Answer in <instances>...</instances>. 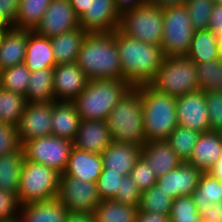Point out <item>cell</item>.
Instances as JSON below:
<instances>
[{"label":"cell","instance_id":"1f68e13d","mask_svg":"<svg viewBox=\"0 0 222 222\" xmlns=\"http://www.w3.org/2000/svg\"><path fill=\"white\" fill-rule=\"evenodd\" d=\"M52 0H20L12 27L34 31Z\"/></svg>","mask_w":222,"mask_h":222},{"label":"cell","instance_id":"d6a6232c","mask_svg":"<svg viewBox=\"0 0 222 222\" xmlns=\"http://www.w3.org/2000/svg\"><path fill=\"white\" fill-rule=\"evenodd\" d=\"M198 211L212 206L213 203L222 204V182L209 173H202L196 190L191 195Z\"/></svg>","mask_w":222,"mask_h":222},{"label":"cell","instance_id":"f1b7e54d","mask_svg":"<svg viewBox=\"0 0 222 222\" xmlns=\"http://www.w3.org/2000/svg\"><path fill=\"white\" fill-rule=\"evenodd\" d=\"M53 68L31 72L26 92L27 103H48L54 101Z\"/></svg>","mask_w":222,"mask_h":222},{"label":"cell","instance_id":"11a10c76","mask_svg":"<svg viewBox=\"0 0 222 222\" xmlns=\"http://www.w3.org/2000/svg\"><path fill=\"white\" fill-rule=\"evenodd\" d=\"M149 2L163 9L172 6L185 5L187 0H149Z\"/></svg>","mask_w":222,"mask_h":222},{"label":"cell","instance_id":"7402d4cb","mask_svg":"<svg viewBox=\"0 0 222 222\" xmlns=\"http://www.w3.org/2000/svg\"><path fill=\"white\" fill-rule=\"evenodd\" d=\"M81 118L72 101H53L51 132L52 135L72 142L75 141Z\"/></svg>","mask_w":222,"mask_h":222},{"label":"cell","instance_id":"4fadbf2b","mask_svg":"<svg viewBox=\"0 0 222 222\" xmlns=\"http://www.w3.org/2000/svg\"><path fill=\"white\" fill-rule=\"evenodd\" d=\"M79 26V17L69 0H52L34 31L38 35L51 38Z\"/></svg>","mask_w":222,"mask_h":222},{"label":"cell","instance_id":"4dcf8cb0","mask_svg":"<svg viewBox=\"0 0 222 222\" xmlns=\"http://www.w3.org/2000/svg\"><path fill=\"white\" fill-rule=\"evenodd\" d=\"M139 206H132L113 200H101L96 206V222H137Z\"/></svg>","mask_w":222,"mask_h":222},{"label":"cell","instance_id":"f5cc1de1","mask_svg":"<svg viewBox=\"0 0 222 222\" xmlns=\"http://www.w3.org/2000/svg\"><path fill=\"white\" fill-rule=\"evenodd\" d=\"M66 222H96L94 213L91 212H69Z\"/></svg>","mask_w":222,"mask_h":222},{"label":"cell","instance_id":"f35d334b","mask_svg":"<svg viewBox=\"0 0 222 222\" xmlns=\"http://www.w3.org/2000/svg\"><path fill=\"white\" fill-rule=\"evenodd\" d=\"M170 222H202L191 196H179L172 201Z\"/></svg>","mask_w":222,"mask_h":222},{"label":"cell","instance_id":"74e56055","mask_svg":"<svg viewBox=\"0 0 222 222\" xmlns=\"http://www.w3.org/2000/svg\"><path fill=\"white\" fill-rule=\"evenodd\" d=\"M173 199L156 186L141 193L139 210L159 215H169Z\"/></svg>","mask_w":222,"mask_h":222},{"label":"cell","instance_id":"816d5d0a","mask_svg":"<svg viewBox=\"0 0 222 222\" xmlns=\"http://www.w3.org/2000/svg\"><path fill=\"white\" fill-rule=\"evenodd\" d=\"M137 222H170L169 215H159L152 212H142L139 210Z\"/></svg>","mask_w":222,"mask_h":222},{"label":"cell","instance_id":"5bb4252c","mask_svg":"<svg viewBox=\"0 0 222 222\" xmlns=\"http://www.w3.org/2000/svg\"><path fill=\"white\" fill-rule=\"evenodd\" d=\"M120 18L115 0H90L79 24L88 33H112L119 28Z\"/></svg>","mask_w":222,"mask_h":222},{"label":"cell","instance_id":"ba28073f","mask_svg":"<svg viewBox=\"0 0 222 222\" xmlns=\"http://www.w3.org/2000/svg\"><path fill=\"white\" fill-rule=\"evenodd\" d=\"M125 35L147 44L161 45L163 9L148 2L121 14L118 28Z\"/></svg>","mask_w":222,"mask_h":222},{"label":"cell","instance_id":"6f0895ef","mask_svg":"<svg viewBox=\"0 0 222 222\" xmlns=\"http://www.w3.org/2000/svg\"><path fill=\"white\" fill-rule=\"evenodd\" d=\"M217 45L219 58L222 60V34L217 36Z\"/></svg>","mask_w":222,"mask_h":222},{"label":"cell","instance_id":"681fc988","mask_svg":"<svg viewBox=\"0 0 222 222\" xmlns=\"http://www.w3.org/2000/svg\"><path fill=\"white\" fill-rule=\"evenodd\" d=\"M208 29L216 36L222 34V4H216L213 6Z\"/></svg>","mask_w":222,"mask_h":222},{"label":"cell","instance_id":"91938a15","mask_svg":"<svg viewBox=\"0 0 222 222\" xmlns=\"http://www.w3.org/2000/svg\"><path fill=\"white\" fill-rule=\"evenodd\" d=\"M5 31H6V28H0V43H1V40L3 38V35H4Z\"/></svg>","mask_w":222,"mask_h":222},{"label":"cell","instance_id":"e7e4bbea","mask_svg":"<svg viewBox=\"0 0 222 222\" xmlns=\"http://www.w3.org/2000/svg\"><path fill=\"white\" fill-rule=\"evenodd\" d=\"M222 213V212H221ZM218 222H222V217L219 218Z\"/></svg>","mask_w":222,"mask_h":222},{"label":"cell","instance_id":"8992f818","mask_svg":"<svg viewBox=\"0 0 222 222\" xmlns=\"http://www.w3.org/2000/svg\"><path fill=\"white\" fill-rule=\"evenodd\" d=\"M61 174L41 163L24 159L17 198L20 205L54 199Z\"/></svg>","mask_w":222,"mask_h":222},{"label":"cell","instance_id":"b9f144b4","mask_svg":"<svg viewBox=\"0 0 222 222\" xmlns=\"http://www.w3.org/2000/svg\"><path fill=\"white\" fill-rule=\"evenodd\" d=\"M122 177L123 176L118 173L103 169L100 177L96 181L99 198L101 200H112L117 193Z\"/></svg>","mask_w":222,"mask_h":222},{"label":"cell","instance_id":"4316f807","mask_svg":"<svg viewBox=\"0 0 222 222\" xmlns=\"http://www.w3.org/2000/svg\"><path fill=\"white\" fill-rule=\"evenodd\" d=\"M86 32L81 26L50 38L55 59V66L71 64L77 60Z\"/></svg>","mask_w":222,"mask_h":222},{"label":"cell","instance_id":"f546056e","mask_svg":"<svg viewBox=\"0 0 222 222\" xmlns=\"http://www.w3.org/2000/svg\"><path fill=\"white\" fill-rule=\"evenodd\" d=\"M186 56L194 63L220 59L218 54L217 36L209 29L196 30Z\"/></svg>","mask_w":222,"mask_h":222},{"label":"cell","instance_id":"603a6c76","mask_svg":"<svg viewBox=\"0 0 222 222\" xmlns=\"http://www.w3.org/2000/svg\"><path fill=\"white\" fill-rule=\"evenodd\" d=\"M28 29L6 28L0 43V70L24 63Z\"/></svg>","mask_w":222,"mask_h":222},{"label":"cell","instance_id":"9a60e30c","mask_svg":"<svg viewBox=\"0 0 222 222\" xmlns=\"http://www.w3.org/2000/svg\"><path fill=\"white\" fill-rule=\"evenodd\" d=\"M51 118L52 102L27 103L17 126L20 144L34 138L52 135Z\"/></svg>","mask_w":222,"mask_h":222},{"label":"cell","instance_id":"d4e9b609","mask_svg":"<svg viewBox=\"0 0 222 222\" xmlns=\"http://www.w3.org/2000/svg\"><path fill=\"white\" fill-rule=\"evenodd\" d=\"M69 210L56 197L43 202L20 205L21 222H66Z\"/></svg>","mask_w":222,"mask_h":222},{"label":"cell","instance_id":"8fae6325","mask_svg":"<svg viewBox=\"0 0 222 222\" xmlns=\"http://www.w3.org/2000/svg\"><path fill=\"white\" fill-rule=\"evenodd\" d=\"M57 198L69 212L94 213L101 202L95 182H87L67 175L60 176Z\"/></svg>","mask_w":222,"mask_h":222},{"label":"cell","instance_id":"c3c4849f","mask_svg":"<svg viewBox=\"0 0 222 222\" xmlns=\"http://www.w3.org/2000/svg\"><path fill=\"white\" fill-rule=\"evenodd\" d=\"M222 204L213 203L212 206L201 208L199 210L200 219L202 222H218L219 218L222 217Z\"/></svg>","mask_w":222,"mask_h":222},{"label":"cell","instance_id":"94428289","mask_svg":"<svg viewBox=\"0 0 222 222\" xmlns=\"http://www.w3.org/2000/svg\"><path fill=\"white\" fill-rule=\"evenodd\" d=\"M211 2L216 5V4H222V0H211Z\"/></svg>","mask_w":222,"mask_h":222},{"label":"cell","instance_id":"7a4b0ae2","mask_svg":"<svg viewBox=\"0 0 222 222\" xmlns=\"http://www.w3.org/2000/svg\"><path fill=\"white\" fill-rule=\"evenodd\" d=\"M76 63L89 80L123 79L115 31L88 33L84 38Z\"/></svg>","mask_w":222,"mask_h":222},{"label":"cell","instance_id":"d590c367","mask_svg":"<svg viewBox=\"0 0 222 222\" xmlns=\"http://www.w3.org/2000/svg\"><path fill=\"white\" fill-rule=\"evenodd\" d=\"M201 133L178 125L165 140L183 161L187 162Z\"/></svg>","mask_w":222,"mask_h":222},{"label":"cell","instance_id":"6125c7cd","mask_svg":"<svg viewBox=\"0 0 222 222\" xmlns=\"http://www.w3.org/2000/svg\"><path fill=\"white\" fill-rule=\"evenodd\" d=\"M6 222H21L19 219L12 220V221H6Z\"/></svg>","mask_w":222,"mask_h":222},{"label":"cell","instance_id":"db71d44e","mask_svg":"<svg viewBox=\"0 0 222 222\" xmlns=\"http://www.w3.org/2000/svg\"><path fill=\"white\" fill-rule=\"evenodd\" d=\"M75 14L80 18L82 14L87 10L90 0H69Z\"/></svg>","mask_w":222,"mask_h":222},{"label":"cell","instance_id":"60d3db41","mask_svg":"<svg viewBox=\"0 0 222 222\" xmlns=\"http://www.w3.org/2000/svg\"><path fill=\"white\" fill-rule=\"evenodd\" d=\"M130 176L141 193L155 186L158 178L156 174L153 173L148 161L142 156L137 160L135 166L131 170Z\"/></svg>","mask_w":222,"mask_h":222},{"label":"cell","instance_id":"9f6ffc18","mask_svg":"<svg viewBox=\"0 0 222 222\" xmlns=\"http://www.w3.org/2000/svg\"><path fill=\"white\" fill-rule=\"evenodd\" d=\"M207 173L222 182V155Z\"/></svg>","mask_w":222,"mask_h":222},{"label":"cell","instance_id":"7c38bea8","mask_svg":"<svg viewBox=\"0 0 222 222\" xmlns=\"http://www.w3.org/2000/svg\"><path fill=\"white\" fill-rule=\"evenodd\" d=\"M178 125L199 133L210 131L205 92L198 90L176 97Z\"/></svg>","mask_w":222,"mask_h":222},{"label":"cell","instance_id":"5b68a950","mask_svg":"<svg viewBox=\"0 0 222 222\" xmlns=\"http://www.w3.org/2000/svg\"><path fill=\"white\" fill-rule=\"evenodd\" d=\"M140 90L132 87L113 107L106 123L114 142L142 146L146 142Z\"/></svg>","mask_w":222,"mask_h":222},{"label":"cell","instance_id":"277c9868","mask_svg":"<svg viewBox=\"0 0 222 222\" xmlns=\"http://www.w3.org/2000/svg\"><path fill=\"white\" fill-rule=\"evenodd\" d=\"M132 87L124 79L89 80L72 102L82 120L106 121L113 107Z\"/></svg>","mask_w":222,"mask_h":222},{"label":"cell","instance_id":"6da1fadb","mask_svg":"<svg viewBox=\"0 0 222 222\" xmlns=\"http://www.w3.org/2000/svg\"><path fill=\"white\" fill-rule=\"evenodd\" d=\"M123 79L133 87L150 84L166 56L161 45L147 44L115 30Z\"/></svg>","mask_w":222,"mask_h":222},{"label":"cell","instance_id":"484cf974","mask_svg":"<svg viewBox=\"0 0 222 222\" xmlns=\"http://www.w3.org/2000/svg\"><path fill=\"white\" fill-rule=\"evenodd\" d=\"M24 64L31 72L54 68L55 59L50 38L29 30Z\"/></svg>","mask_w":222,"mask_h":222},{"label":"cell","instance_id":"ee69618b","mask_svg":"<svg viewBox=\"0 0 222 222\" xmlns=\"http://www.w3.org/2000/svg\"><path fill=\"white\" fill-rule=\"evenodd\" d=\"M140 199L141 191L132 180V177L130 175L123 176L117 193L112 200L132 206H139Z\"/></svg>","mask_w":222,"mask_h":222},{"label":"cell","instance_id":"8d00e7d4","mask_svg":"<svg viewBox=\"0 0 222 222\" xmlns=\"http://www.w3.org/2000/svg\"><path fill=\"white\" fill-rule=\"evenodd\" d=\"M31 71L24 63L1 71V87L10 92L26 95Z\"/></svg>","mask_w":222,"mask_h":222},{"label":"cell","instance_id":"be15d7a7","mask_svg":"<svg viewBox=\"0 0 222 222\" xmlns=\"http://www.w3.org/2000/svg\"><path fill=\"white\" fill-rule=\"evenodd\" d=\"M0 87H1V70H0Z\"/></svg>","mask_w":222,"mask_h":222},{"label":"cell","instance_id":"83f0119b","mask_svg":"<svg viewBox=\"0 0 222 222\" xmlns=\"http://www.w3.org/2000/svg\"><path fill=\"white\" fill-rule=\"evenodd\" d=\"M25 153L21 146L17 151L0 156V189L17 195Z\"/></svg>","mask_w":222,"mask_h":222},{"label":"cell","instance_id":"9c48e42d","mask_svg":"<svg viewBox=\"0 0 222 222\" xmlns=\"http://www.w3.org/2000/svg\"><path fill=\"white\" fill-rule=\"evenodd\" d=\"M190 16L182 6L163 8V36L161 47L164 55L186 56L194 35Z\"/></svg>","mask_w":222,"mask_h":222},{"label":"cell","instance_id":"bcb514c9","mask_svg":"<svg viewBox=\"0 0 222 222\" xmlns=\"http://www.w3.org/2000/svg\"><path fill=\"white\" fill-rule=\"evenodd\" d=\"M19 211L17 195L0 189V222L18 219Z\"/></svg>","mask_w":222,"mask_h":222},{"label":"cell","instance_id":"44dd1931","mask_svg":"<svg viewBox=\"0 0 222 222\" xmlns=\"http://www.w3.org/2000/svg\"><path fill=\"white\" fill-rule=\"evenodd\" d=\"M222 155V133L207 131L201 133L187 161L202 173H207Z\"/></svg>","mask_w":222,"mask_h":222},{"label":"cell","instance_id":"ac0fdd59","mask_svg":"<svg viewBox=\"0 0 222 222\" xmlns=\"http://www.w3.org/2000/svg\"><path fill=\"white\" fill-rule=\"evenodd\" d=\"M112 142L111 132L106 121L81 119L74 147L102 154Z\"/></svg>","mask_w":222,"mask_h":222},{"label":"cell","instance_id":"7dc6e473","mask_svg":"<svg viewBox=\"0 0 222 222\" xmlns=\"http://www.w3.org/2000/svg\"><path fill=\"white\" fill-rule=\"evenodd\" d=\"M20 0H0V11L3 18L12 26L18 13Z\"/></svg>","mask_w":222,"mask_h":222},{"label":"cell","instance_id":"f6af8a7d","mask_svg":"<svg viewBox=\"0 0 222 222\" xmlns=\"http://www.w3.org/2000/svg\"><path fill=\"white\" fill-rule=\"evenodd\" d=\"M21 146L17 127L0 122V156L13 153Z\"/></svg>","mask_w":222,"mask_h":222},{"label":"cell","instance_id":"cb8c5ba5","mask_svg":"<svg viewBox=\"0 0 222 222\" xmlns=\"http://www.w3.org/2000/svg\"><path fill=\"white\" fill-rule=\"evenodd\" d=\"M141 156L148 161L157 177L174 170L183 161L166 141H147L141 146Z\"/></svg>","mask_w":222,"mask_h":222},{"label":"cell","instance_id":"ffe728a7","mask_svg":"<svg viewBox=\"0 0 222 222\" xmlns=\"http://www.w3.org/2000/svg\"><path fill=\"white\" fill-rule=\"evenodd\" d=\"M103 168L101 154L91 153L73 147L68 158L66 169L61 175L96 183Z\"/></svg>","mask_w":222,"mask_h":222},{"label":"cell","instance_id":"ab89813d","mask_svg":"<svg viewBox=\"0 0 222 222\" xmlns=\"http://www.w3.org/2000/svg\"><path fill=\"white\" fill-rule=\"evenodd\" d=\"M214 4L211 0H187L185 8L194 30H207Z\"/></svg>","mask_w":222,"mask_h":222},{"label":"cell","instance_id":"f907efd6","mask_svg":"<svg viewBox=\"0 0 222 222\" xmlns=\"http://www.w3.org/2000/svg\"><path fill=\"white\" fill-rule=\"evenodd\" d=\"M149 0H115V5L120 14L125 11L144 6Z\"/></svg>","mask_w":222,"mask_h":222},{"label":"cell","instance_id":"2e32d148","mask_svg":"<svg viewBox=\"0 0 222 222\" xmlns=\"http://www.w3.org/2000/svg\"><path fill=\"white\" fill-rule=\"evenodd\" d=\"M202 172L188 162H182L174 170L157 178L156 187L173 200L179 196H191L197 188Z\"/></svg>","mask_w":222,"mask_h":222},{"label":"cell","instance_id":"7bdbcfd3","mask_svg":"<svg viewBox=\"0 0 222 222\" xmlns=\"http://www.w3.org/2000/svg\"><path fill=\"white\" fill-rule=\"evenodd\" d=\"M210 131L222 133V91L205 92Z\"/></svg>","mask_w":222,"mask_h":222},{"label":"cell","instance_id":"e575fe53","mask_svg":"<svg viewBox=\"0 0 222 222\" xmlns=\"http://www.w3.org/2000/svg\"><path fill=\"white\" fill-rule=\"evenodd\" d=\"M198 86L203 92L222 91V60L195 63Z\"/></svg>","mask_w":222,"mask_h":222},{"label":"cell","instance_id":"d6986e66","mask_svg":"<svg viewBox=\"0 0 222 222\" xmlns=\"http://www.w3.org/2000/svg\"><path fill=\"white\" fill-rule=\"evenodd\" d=\"M140 156V145L113 141L101 154L103 169L122 176L130 175Z\"/></svg>","mask_w":222,"mask_h":222},{"label":"cell","instance_id":"e0dca14e","mask_svg":"<svg viewBox=\"0 0 222 222\" xmlns=\"http://www.w3.org/2000/svg\"><path fill=\"white\" fill-rule=\"evenodd\" d=\"M53 72L54 101H73L89 82L76 62L56 65Z\"/></svg>","mask_w":222,"mask_h":222},{"label":"cell","instance_id":"680465c9","mask_svg":"<svg viewBox=\"0 0 222 222\" xmlns=\"http://www.w3.org/2000/svg\"><path fill=\"white\" fill-rule=\"evenodd\" d=\"M11 25L3 18L2 13L0 11V28H9Z\"/></svg>","mask_w":222,"mask_h":222},{"label":"cell","instance_id":"52a82bcc","mask_svg":"<svg viewBox=\"0 0 222 222\" xmlns=\"http://www.w3.org/2000/svg\"><path fill=\"white\" fill-rule=\"evenodd\" d=\"M196 75V65L187 56H169L150 85L157 91L179 97L200 90Z\"/></svg>","mask_w":222,"mask_h":222},{"label":"cell","instance_id":"3957f363","mask_svg":"<svg viewBox=\"0 0 222 222\" xmlns=\"http://www.w3.org/2000/svg\"><path fill=\"white\" fill-rule=\"evenodd\" d=\"M137 88L140 90L146 142L165 141L178 126L176 97L157 91L150 84Z\"/></svg>","mask_w":222,"mask_h":222},{"label":"cell","instance_id":"30bf717a","mask_svg":"<svg viewBox=\"0 0 222 222\" xmlns=\"http://www.w3.org/2000/svg\"><path fill=\"white\" fill-rule=\"evenodd\" d=\"M25 159L41 163L62 174L74 142L54 135L34 138L22 144Z\"/></svg>","mask_w":222,"mask_h":222},{"label":"cell","instance_id":"836d02e7","mask_svg":"<svg viewBox=\"0 0 222 222\" xmlns=\"http://www.w3.org/2000/svg\"><path fill=\"white\" fill-rule=\"evenodd\" d=\"M26 104L25 95L0 87V122L17 127Z\"/></svg>","mask_w":222,"mask_h":222}]
</instances>
